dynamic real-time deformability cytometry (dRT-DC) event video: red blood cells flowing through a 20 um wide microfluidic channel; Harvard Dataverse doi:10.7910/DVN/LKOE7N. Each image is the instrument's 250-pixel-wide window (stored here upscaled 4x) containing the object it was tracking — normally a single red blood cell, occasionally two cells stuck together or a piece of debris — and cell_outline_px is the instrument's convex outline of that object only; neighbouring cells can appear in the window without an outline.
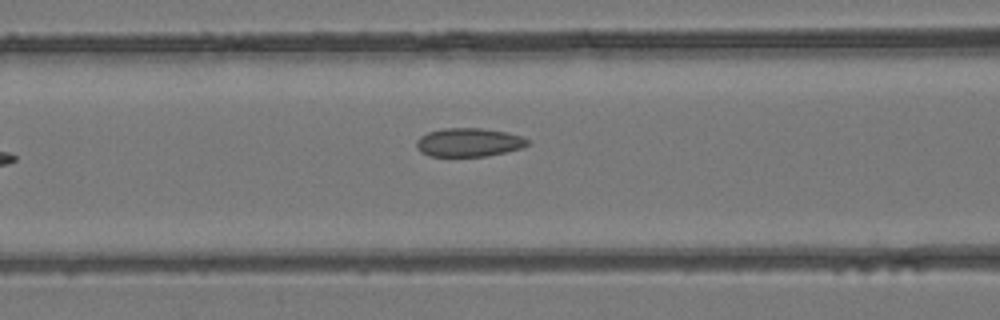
{"species": "common noctule bat (a hibernating species)", "species_latin": "Nyctalus noctula", "temperature_condition": "room temperature", "stored_images_in_passage": 3, "camera_frame_rate_fps": 3000, "um_per_image_px": 0.085, "animal": {"sex": "female", "body_mass_g": 24.6, "forearm_length_mm": 56.2}, "frame": {"image": 1, "passage_image": 3, "time_ms": 0.667, "image_size_px": [1000, 320], "cell_outline_px": [[528, 144], [520, 148], [504, 152], [484, 156], [428, 156], [420, 152], [416, 144], [416, 140], [420, 136], [428, 132], [444, 128], [480, 128], [508, 132], [520, 136], [528, 140]], "centroid_in_image_um": [39.8, 12.09], "position_along_channel_um": 126.8, "area_um2": 18.38}}